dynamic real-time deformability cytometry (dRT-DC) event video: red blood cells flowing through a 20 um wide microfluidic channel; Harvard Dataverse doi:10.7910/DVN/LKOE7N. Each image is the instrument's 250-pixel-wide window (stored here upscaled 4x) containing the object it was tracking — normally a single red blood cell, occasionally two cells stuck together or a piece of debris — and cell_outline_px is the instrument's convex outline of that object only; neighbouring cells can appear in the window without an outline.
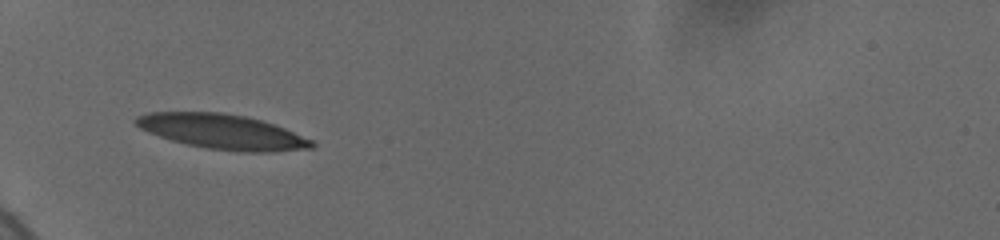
{"species": "human", "species_latin": "Homo sapiens", "temperature_condition": "cold", "stored_images_in_passage": 37, "camera_frame_rate_fps": 3000, "um_per_image_px": 0.085, "donor": {"sex": "female"}, "frame": {"image": 1, "passage_image": 1, "time_ms": 0.0, "image_size_px": [1000, 240], "cell_outline_px": [[316, 144], [312, 148], [276, 152], [240, 152], [208, 148], [188, 144], [172, 140], [148, 132], [140, 128], [132, 120], [136, 116], [148, 112], [220, 112], [244, 116], [260, 120], [284, 128], [312, 140]], "centroid_in_image_um": [18.89, 11.19], "position_along_channel_um": 66.1, "area_um2": 35.55}}
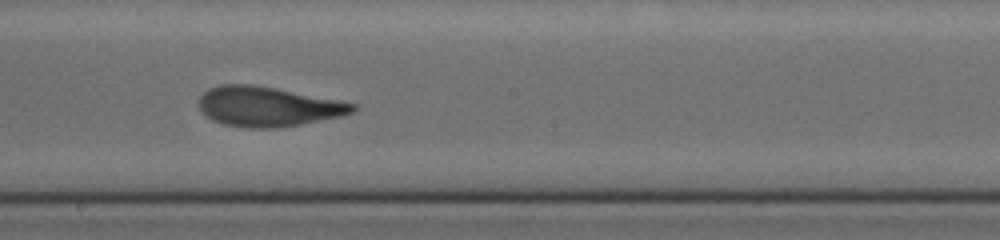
{"frame": {"image": 2, "passage_image": 21, "time_ms": 4.667, "image_size_px": [1000, 240], "cell_outline_px": [[356, 108], [352, 112], [340, 116], [300, 124], [276, 128], [248, 128], [224, 124], [212, 120], [196, 104], [196, 100], [208, 88], [220, 84], [248, 84], [272, 88], [336, 100], [356, 104]], "centroid_in_image_um": [22.68, 9.06], "position_along_channel_um": 225.5, "area_um2": 35.14}}
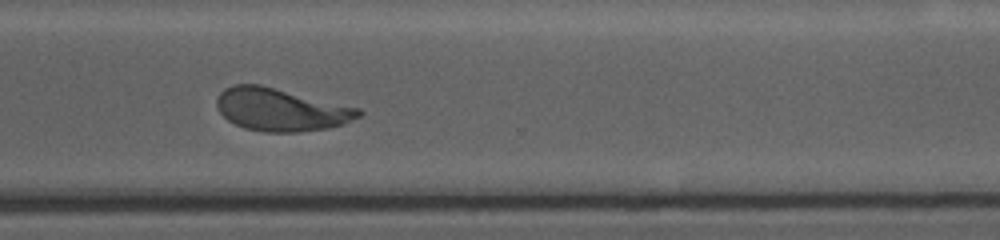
{"frame": {"image": 3, "passage_image": 36, "time_ms": 8.0, "image_size_px": [1000, 240], "cell_outline_px": [[364, 112], [360, 116], [344, 124], [328, 128], [296, 132], [264, 132], [244, 128], [228, 120], [216, 108], [216, 100], [220, 92], [224, 88], [232, 84], [260, 84], [360, 108]], "centroid_in_image_um": [23.86, 9.31], "position_along_channel_um": 346.7, "area_um2": 35.43}}